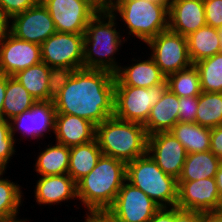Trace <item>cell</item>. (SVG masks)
Instances as JSON below:
<instances>
[{
	"label": "cell",
	"mask_w": 222,
	"mask_h": 222,
	"mask_svg": "<svg viewBox=\"0 0 222 222\" xmlns=\"http://www.w3.org/2000/svg\"><path fill=\"white\" fill-rule=\"evenodd\" d=\"M9 19L0 10V39L8 32Z\"/></svg>",
	"instance_id": "obj_44"
},
{
	"label": "cell",
	"mask_w": 222,
	"mask_h": 222,
	"mask_svg": "<svg viewBox=\"0 0 222 222\" xmlns=\"http://www.w3.org/2000/svg\"><path fill=\"white\" fill-rule=\"evenodd\" d=\"M198 96L179 97V122L195 123Z\"/></svg>",
	"instance_id": "obj_36"
},
{
	"label": "cell",
	"mask_w": 222,
	"mask_h": 222,
	"mask_svg": "<svg viewBox=\"0 0 222 222\" xmlns=\"http://www.w3.org/2000/svg\"><path fill=\"white\" fill-rule=\"evenodd\" d=\"M40 177L34 188L35 200L39 206L61 205L62 202L78 199L77 183L68 174Z\"/></svg>",
	"instance_id": "obj_17"
},
{
	"label": "cell",
	"mask_w": 222,
	"mask_h": 222,
	"mask_svg": "<svg viewBox=\"0 0 222 222\" xmlns=\"http://www.w3.org/2000/svg\"><path fill=\"white\" fill-rule=\"evenodd\" d=\"M206 25L213 28L222 27V0H203Z\"/></svg>",
	"instance_id": "obj_35"
},
{
	"label": "cell",
	"mask_w": 222,
	"mask_h": 222,
	"mask_svg": "<svg viewBox=\"0 0 222 222\" xmlns=\"http://www.w3.org/2000/svg\"><path fill=\"white\" fill-rule=\"evenodd\" d=\"M146 44L151 51L149 55L166 77L193 65L187 38L170 29L160 32Z\"/></svg>",
	"instance_id": "obj_8"
},
{
	"label": "cell",
	"mask_w": 222,
	"mask_h": 222,
	"mask_svg": "<svg viewBox=\"0 0 222 222\" xmlns=\"http://www.w3.org/2000/svg\"><path fill=\"white\" fill-rule=\"evenodd\" d=\"M56 113L53 101H36L27 111L9 120L11 135L15 142L19 140L15 138L17 131L24 138L39 141L41 137L45 138L46 133H54Z\"/></svg>",
	"instance_id": "obj_13"
},
{
	"label": "cell",
	"mask_w": 222,
	"mask_h": 222,
	"mask_svg": "<svg viewBox=\"0 0 222 222\" xmlns=\"http://www.w3.org/2000/svg\"><path fill=\"white\" fill-rule=\"evenodd\" d=\"M222 200L217 189L215 177L195 181H178L179 209L208 212L220 210Z\"/></svg>",
	"instance_id": "obj_15"
},
{
	"label": "cell",
	"mask_w": 222,
	"mask_h": 222,
	"mask_svg": "<svg viewBox=\"0 0 222 222\" xmlns=\"http://www.w3.org/2000/svg\"><path fill=\"white\" fill-rule=\"evenodd\" d=\"M210 151L222 162V125L211 128Z\"/></svg>",
	"instance_id": "obj_39"
},
{
	"label": "cell",
	"mask_w": 222,
	"mask_h": 222,
	"mask_svg": "<svg viewBox=\"0 0 222 222\" xmlns=\"http://www.w3.org/2000/svg\"><path fill=\"white\" fill-rule=\"evenodd\" d=\"M100 10H109L117 0H91Z\"/></svg>",
	"instance_id": "obj_45"
},
{
	"label": "cell",
	"mask_w": 222,
	"mask_h": 222,
	"mask_svg": "<svg viewBox=\"0 0 222 222\" xmlns=\"http://www.w3.org/2000/svg\"><path fill=\"white\" fill-rule=\"evenodd\" d=\"M151 1L159 3V4L167 7L168 9H170L174 0H151Z\"/></svg>",
	"instance_id": "obj_47"
},
{
	"label": "cell",
	"mask_w": 222,
	"mask_h": 222,
	"mask_svg": "<svg viewBox=\"0 0 222 222\" xmlns=\"http://www.w3.org/2000/svg\"><path fill=\"white\" fill-rule=\"evenodd\" d=\"M75 69L64 67H49L48 75V100L53 101L61 89L66 85Z\"/></svg>",
	"instance_id": "obj_34"
},
{
	"label": "cell",
	"mask_w": 222,
	"mask_h": 222,
	"mask_svg": "<svg viewBox=\"0 0 222 222\" xmlns=\"http://www.w3.org/2000/svg\"><path fill=\"white\" fill-rule=\"evenodd\" d=\"M202 222H222V211L202 212Z\"/></svg>",
	"instance_id": "obj_42"
},
{
	"label": "cell",
	"mask_w": 222,
	"mask_h": 222,
	"mask_svg": "<svg viewBox=\"0 0 222 222\" xmlns=\"http://www.w3.org/2000/svg\"><path fill=\"white\" fill-rule=\"evenodd\" d=\"M42 62L39 44L24 41L9 31L0 39V73L13 76Z\"/></svg>",
	"instance_id": "obj_14"
},
{
	"label": "cell",
	"mask_w": 222,
	"mask_h": 222,
	"mask_svg": "<svg viewBox=\"0 0 222 222\" xmlns=\"http://www.w3.org/2000/svg\"><path fill=\"white\" fill-rule=\"evenodd\" d=\"M7 75L0 73V119L2 118V108L6 92Z\"/></svg>",
	"instance_id": "obj_43"
},
{
	"label": "cell",
	"mask_w": 222,
	"mask_h": 222,
	"mask_svg": "<svg viewBox=\"0 0 222 222\" xmlns=\"http://www.w3.org/2000/svg\"><path fill=\"white\" fill-rule=\"evenodd\" d=\"M36 100L13 76L7 75L6 92L2 108V118L11 120L19 114L27 111Z\"/></svg>",
	"instance_id": "obj_28"
},
{
	"label": "cell",
	"mask_w": 222,
	"mask_h": 222,
	"mask_svg": "<svg viewBox=\"0 0 222 222\" xmlns=\"http://www.w3.org/2000/svg\"><path fill=\"white\" fill-rule=\"evenodd\" d=\"M40 47L42 62L49 67L83 68L84 34L55 32Z\"/></svg>",
	"instance_id": "obj_11"
},
{
	"label": "cell",
	"mask_w": 222,
	"mask_h": 222,
	"mask_svg": "<svg viewBox=\"0 0 222 222\" xmlns=\"http://www.w3.org/2000/svg\"><path fill=\"white\" fill-rule=\"evenodd\" d=\"M109 11L121 22L129 36L147 43L169 29V9L151 0H117Z\"/></svg>",
	"instance_id": "obj_5"
},
{
	"label": "cell",
	"mask_w": 222,
	"mask_h": 222,
	"mask_svg": "<svg viewBox=\"0 0 222 222\" xmlns=\"http://www.w3.org/2000/svg\"><path fill=\"white\" fill-rule=\"evenodd\" d=\"M8 31L19 39L41 45L56 29L47 8L39 2L11 17Z\"/></svg>",
	"instance_id": "obj_12"
},
{
	"label": "cell",
	"mask_w": 222,
	"mask_h": 222,
	"mask_svg": "<svg viewBox=\"0 0 222 222\" xmlns=\"http://www.w3.org/2000/svg\"><path fill=\"white\" fill-rule=\"evenodd\" d=\"M215 181H216L218 192L220 194V198L222 200V162L219 166L217 173L215 174Z\"/></svg>",
	"instance_id": "obj_46"
},
{
	"label": "cell",
	"mask_w": 222,
	"mask_h": 222,
	"mask_svg": "<svg viewBox=\"0 0 222 222\" xmlns=\"http://www.w3.org/2000/svg\"><path fill=\"white\" fill-rule=\"evenodd\" d=\"M174 222H202V212L179 209L174 206Z\"/></svg>",
	"instance_id": "obj_38"
},
{
	"label": "cell",
	"mask_w": 222,
	"mask_h": 222,
	"mask_svg": "<svg viewBox=\"0 0 222 222\" xmlns=\"http://www.w3.org/2000/svg\"><path fill=\"white\" fill-rule=\"evenodd\" d=\"M49 66L44 62L17 72V79L36 101L48 100Z\"/></svg>",
	"instance_id": "obj_29"
},
{
	"label": "cell",
	"mask_w": 222,
	"mask_h": 222,
	"mask_svg": "<svg viewBox=\"0 0 222 222\" xmlns=\"http://www.w3.org/2000/svg\"><path fill=\"white\" fill-rule=\"evenodd\" d=\"M159 208L142 190L125 181L106 212L118 222H148Z\"/></svg>",
	"instance_id": "obj_10"
},
{
	"label": "cell",
	"mask_w": 222,
	"mask_h": 222,
	"mask_svg": "<svg viewBox=\"0 0 222 222\" xmlns=\"http://www.w3.org/2000/svg\"><path fill=\"white\" fill-rule=\"evenodd\" d=\"M39 2V0H0V10L10 19L14 15L37 5Z\"/></svg>",
	"instance_id": "obj_37"
},
{
	"label": "cell",
	"mask_w": 222,
	"mask_h": 222,
	"mask_svg": "<svg viewBox=\"0 0 222 222\" xmlns=\"http://www.w3.org/2000/svg\"><path fill=\"white\" fill-rule=\"evenodd\" d=\"M44 148L35 159L34 170L38 173L37 176L68 174L70 147L55 142Z\"/></svg>",
	"instance_id": "obj_22"
},
{
	"label": "cell",
	"mask_w": 222,
	"mask_h": 222,
	"mask_svg": "<svg viewBox=\"0 0 222 222\" xmlns=\"http://www.w3.org/2000/svg\"><path fill=\"white\" fill-rule=\"evenodd\" d=\"M16 142L11 135L9 121L0 119V171H7L11 157L15 155Z\"/></svg>",
	"instance_id": "obj_33"
},
{
	"label": "cell",
	"mask_w": 222,
	"mask_h": 222,
	"mask_svg": "<svg viewBox=\"0 0 222 222\" xmlns=\"http://www.w3.org/2000/svg\"><path fill=\"white\" fill-rule=\"evenodd\" d=\"M115 74L81 68L53 100L57 113L79 116L95 126L114 116Z\"/></svg>",
	"instance_id": "obj_1"
},
{
	"label": "cell",
	"mask_w": 222,
	"mask_h": 222,
	"mask_svg": "<svg viewBox=\"0 0 222 222\" xmlns=\"http://www.w3.org/2000/svg\"><path fill=\"white\" fill-rule=\"evenodd\" d=\"M117 23L109 10H100L89 21L84 34L83 68L107 70L113 74L119 70L121 65L115 55L127 40L122 30L116 29Z\"/></svg>",
	"instance_id": "obj_2"
},
{
	"label": "cell",
	"mask_w": 222,
	"mask_h": 222,
	"mask_svg": "<svg viewBox=\"0 0 222 222\" xmlns=\"http://www.w3.org/2000/svg\"><path fill=\"white\" fill-rule=\"evenodd\" d=\"M102 155L96 139L70 147L68 175L77 183L91 172Z\"/></svg>",
	"instance_id": "obj_23"
},
{
	"label": "cell",
	"mask_w": 222,
	"mask_h": 222,
	"mask_svg": "<svg viewBox=\"0 0 222 222\" xmlns=\"http://www.w3.org/2000/svg\"><path fill=\"white\" fill-rule=\"evenodd\" d=\"M170 132L181 142L187 154L210 151V128L197 123L177 122Z\"/></svg>",
	"instance_id": "obj_27"
},
{
	"label": "cell",
	"mask_w": 222,
	"mask_h": 222,
	"mask_svg": "<svg viewBox=\"0 0 222 222\" xmlns=\"http://www.w3.org/2000/svg\"><path fill=\"white\" fill-rule=\"evenodd\" d=\"M84 222H118L113 219L106 211L104 212H87L84 215Z\"/></svg>",
	"instance_id": "obj_41"
},
{
	"label": "cell",
	"mask_w": 222,
	"mask_h": 222,
	"mask_svg": "<svg viewBox=\"0 0 222 222\" xmlns=\"http://www.w3.org/2000/svg\"><path fill=\"white\" fill-rule=\"evenodd\" d=\"M95 139L104 156L126 164L147 153L148 135L143 124L115 116L96 126Z\"/></svg>",
	"instance_id": "obj_4"
},
{
	"label": "cell",
	"mask_w": 222,
	"mask_h": 222,
	"mask_svg": "<svg viewBox=\"0 0 222 222\" xmlns=\"http://www.w3.org/2000/svg\"><path fill=\"white\" fill-rule=\"evenodd\" d=\"M206 25L203 0H174L169 9V29L187 37Z\"/></svg>",
	"instance_id": "obj_19"
},
{
	"label": "cell",
	"mask_w": 222,
	"mask_h": 222,
	"mask_svg": "<svg viewBox=\"0 0 222 222\" xmlns=\"http://www.w3.org/2000/svg\"><path fill=\"white\" fill-rule=\"evenodd\" d=\"M195 123L210 129L222 125V93L201 92Z\"/></svg>",
	"instance_id": "obj_30"
},
{
	"label": "cell",
	"mask_w": 222,
	"mask_h": 222,
	"mask_svg": "<svg viewBox=\"0 0 222 222\" xmlns=\"http://www.w3.org/2000/svg\"><path fill=\"white\" fill-rule=\"evenodd\" d=\"M126 181L142 190L160 207L177 204L178 180L166 174L148 152L126 164Z\"/></svg>",
	"instance_id": "obj_6"
},
{
	"label": "cell",
	"mask_w": 222,
	"mask_h": 222,
	"mask_svg": "<svg viewBox=\"0 0 222 222\" xmlns=\"http://www.w3.org/2000/svg\"><path fill=\"white\" fill-rule=\"evenodd\" d=\"M147 152L166 174L178 180L187 153L181 142L170 131L149 135Z\"/></svg>",
	"instance_id": "obj_16"
},
{
	"label": "cell",
	"mask_w": 222,
	"mask_h": 222,
	"mask_svg": "<svg viewBox=\"0 0 222 222\" xmlns=\"http://www.w3.org/2000/svg\"><path fill=\"white\" fill-rule=\"evenodd\" d=\"M194 65L199 71L201 91L222 93V52Z\"/></svg>",
	"instance_id": "obj_32"
},
{
	"label": "cell",
	"mask_w": 222,
	"mask_h": 222,
	"mask_svg": "<svg viewBox=\"0 0 222 222\" xmlns=\"http://www.w3.org/2000/svg\"><path fill=\"white\" fill-rule=\"evenodd\" d=\"M221 164L220 159L211 151L187 154L178 181H195L213 178Z\"/></svg>",
	"instance_id": "obj_25"
},
{
	"label": "cell",
	"mask_w": 222,
	"mask_h": 222,
	"mask_svg": "<svg viewBox=\"0 0 222 222\" xmlns=\"http://www.w3.org/2000/svg\"><path fill=\"white\" fill-rule=\"evenodd\" d=\"M166 81L168 89L178 97L199 96L202 92L199 71L195 65L168 75Z\"/></svg>",
	"instance_id": "obj_31"
},
{
	"label": "cell",
	"mask_w": 222,
	"mask_h": 222,
	"mask_svg": "<svg viewBox=\"0 0 222 222\" xmlns=\"http://www.w3.org/2000/svg\"><path fill=\"white\" fill-rule=\"evenodd\" d=\"M217 30H218V35H219V39H220V49L222 52V27L218 28Z\"/></svg>",
	"instance_id": "obj_48"
},
{
	"label": "cell",
	"mask_w": 222,
	"mask_h": 222,
	"mask_svg": "<svg viewBox=\"0 0 222 222\" xmlns=\"http://www.w3.org/2000/svg\"><path fill=\"white\" fill-rule=\"evenodd\" d=\"M56 32L85 34L89 21L100 11L91 0H43Z\"/></svg>",
	"instance_id": "obj_9"
},
{
	"label": "cell",
	"mask_w": 222,
	"mask_h": 222,
	"mask_svg": "<svg viewBox=\"0 0 222 222\" xmlns=\"http://www.w3.org/2000/svg\"><path fill=\"white\" fill-rule=\"evenodd\" d=\"M167 81L150 88L115 86L114 116L125 121L144 124L163 93Z\"/></svg>",
	"instance_id": "obj_7"
},
{
	"label": "cell",
	"mask_w": 222,
	"mask_h": 222,
	"mask_svg": "<svg viewBox=\"0 0 222 222\" xmlns=\"http://www.w3.org/2000/svg\"><path fill=\"white\" fill-rule=\"evenodd\" d=\"M148 222H174V206L160 207Z\"/></svg>",
	"instance_id": "obj_40"
},
{
	"label": "cell",
	"mask_w": 222,
	"mask_h": 222,
	"mask_svg": "<svg viewBox=\"0 0 222 222\" xmlns=\"http://www.w3.org/2000/svg\"><path fill=\"white\" fill-rule=\"evenodd\" d=\"M126 181V163L102 155L91 172L77 182V197L88 212H104Z\"/></svg>",
	"instance_id": "obj_3"
},
{
	"label": "cell",
	"mask_w": 222,
	"mask_h": 222,
	"mask_svg": "<svg viewBox=\"0 0 222 222\" xmlns=\"http://www.w3.org/2000/svg\"><path fill=\"white\" fill-rule=\"evenodd\" d=\"M138 59L133 58L131 60L132 64L128 66H120L115 73V86L150 88L166 80V76L161 72L151 56H148V59L145 60Z\"/></svg>",
	"instance_id": "obj_18"
},
{
	"label": "cell",
	"mask_w": 222,
	"mask_h": 222,
	"mask_svg": "<svg viewBox=\"0 0 222 222\" xmlns=\"http://www.w3.org/2000/svg\"><path fill=\"white\" fill-rule=\"evenodd\" d=\"M186 38L189 56L193 65L221 52L218 30L209 25L190 33Z\"/></svg>",
	"instance_id": "obj_24"
},
{
	"label": "cell",
	"mask_w": 222,
	"mask_h": 222,
	"mask_svg": "<svg viewBox=\"0 0 222 222\" xmlns=\"http://www.w3.org/2000/svg\"><path fill=\"white\" fill-rule=\"evenodd\" d=\"M54 134L57 143L72 147L95 140L96 126L79 116L56 113Z\"/></svg>",
	"instance_id": "obj_20"
},
{
	"label": "cell",
	"mask_w": 222,
	"mask_h": 222,
	"mask_svg": "<svg viewBox=\"0 0 222 222\" xmlns=\"http://www.w3.org/2000/svg\"><path fill=\"white\" fill-rule=\"evenodd\" d=\"M179 97L167 89L160 100L151 107L147 121L143 124L147 135L168 132L179 122Z\"/></svg>",
	"instance_id": "obj_21"
},
{
	"label": "cell",
	"mask_w": 222,
	"mask_h": 222,
	"mask_svg": "<svg viewBox=\"0 0 222 222\" xmlns=\"http://www.w3.org/2000/svg\"><path fill=\"white\" fill-rule=\"evenodd\" d=\"M5 171H0V222H28L30 220L19 219L20 206L25 199L23 196V187L15 184V181L9 178H3Z\"/></svg>",
	"instance_id": "obj_26"
}]
</instances>
